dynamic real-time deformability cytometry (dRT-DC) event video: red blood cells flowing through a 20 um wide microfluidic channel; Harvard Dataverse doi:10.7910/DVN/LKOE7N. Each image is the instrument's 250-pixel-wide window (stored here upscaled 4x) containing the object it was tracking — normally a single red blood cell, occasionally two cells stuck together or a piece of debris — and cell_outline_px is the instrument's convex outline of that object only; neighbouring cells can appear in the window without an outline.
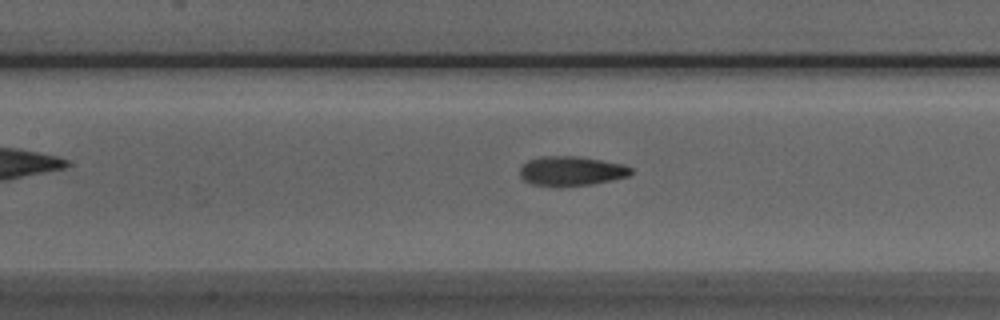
{"species": "Egyptian fruit bat (a non-hibernating species)", "species_latin": "Rousettus aegyptiacus", "temperature_condition": "room temperature", "stored_images_in_passage": 41, "camera_frame_rate_fps": 3000, "um_per_image_px": 0.085, "animal": {"sex": "male"}, "frame": {"image": 1, "passage_image": 15, "time_ms": 4.667, "image_size_px": [1000, 320], "cell_outline_px": [[632, 172], [628, 176], [612, 180], [592, 184], [560, 188], [532, 184], [524, 180], [520, 176], [520, 168], [528, 160], [540, 156], [576, 156], [624, 164], [632, 168]], "centroid_in_image_um": [48.54, 14.55], "position_along_channel_um": 158.9, "area_um2": 19.36}}
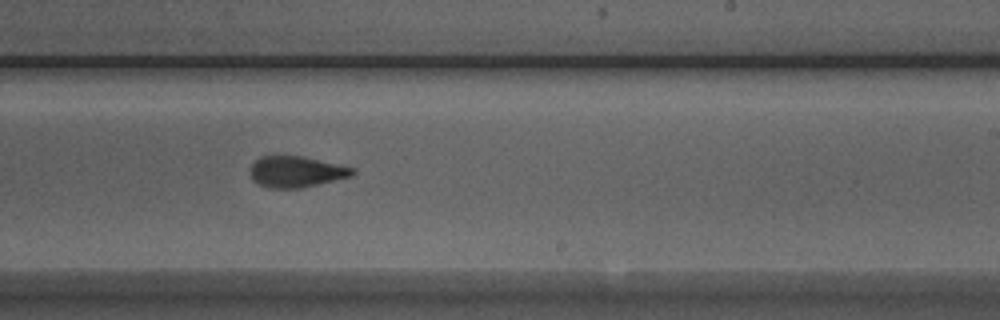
{"frame": {"image": 2, "passage_image": 23, "time_ms": 7.333, "image_size_px": [1000, 320], "cell_outline_px": [[356, 172], [352, 176], [300, 188], [268, 188], [252, 180], [252, 164], [260, 156], [300, 156], [352, 168]], "centroid_in_image_um": [25.15, 14.61], "position_along_channel_um": 263.8, "area_um2": 18.03}}
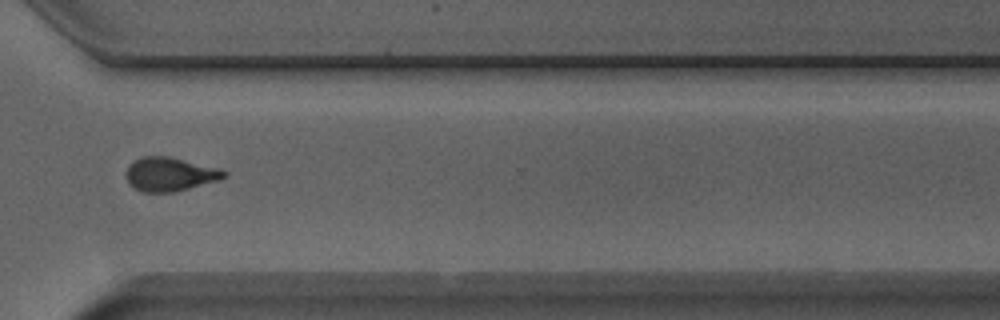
{"frame": {"image": 3, "passage_image": 30, "time_ms": 9.667, "image_size_px": [1000, 320], "cell_outline_px": [[228, 172], [224, 176], [216, 180], [188, 188], [172, 192], [140, 192], [132, 188], [128, 184], [128, 168], [140, 156], [168, 156], [220, 168]], "centroid_in_image_um": [14.42, 14.81], "position_along_channel_um": 356.2, "area_um2": 18.96}, "authors_computed_cell_mechanics": {"area_um2": 19.074, "velocity_mm_per_s": 3.9514, "shape_relaxation_time_tau1_ms": 5.2182, "shape_relaxation_time_tau2_ms": 2.2202, "deformation_change_tau1": 0.1581, "deformation_change_tau2": 0.1017}}